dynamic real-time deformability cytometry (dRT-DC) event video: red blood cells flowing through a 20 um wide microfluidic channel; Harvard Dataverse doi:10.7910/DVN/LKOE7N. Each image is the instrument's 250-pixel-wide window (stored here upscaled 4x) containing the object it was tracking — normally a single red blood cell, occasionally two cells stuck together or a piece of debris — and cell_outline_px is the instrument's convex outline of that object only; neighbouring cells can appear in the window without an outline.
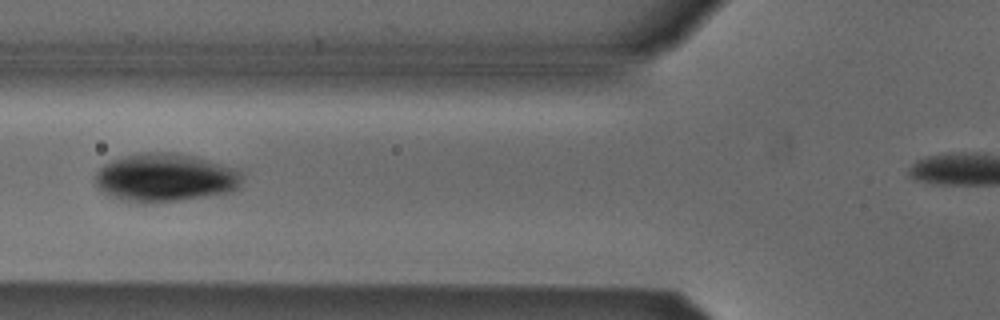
{"species": "Egyptian fruit bat (a non-hibernating species)", "species_latin": "Rousettus aegyptiacus", "temperature_condition": "cold", "stored_images_in_passage": 3, "camera_frame_rate_fps": 3000, "um_per_image_px": 0.085, "animal": {"sex": "male"}, "frame": {"image": 1, "passage_image": 2, "time_ms": 1.333, "image_size_px": [1000, 320], "cell_outline_px": [[244, 176], [240, 188], [232, 192], [208, 196], [152, 204], [144, 204], [120, 200], [108, 196], [96, 184], [96, 172], [104, 164], [112, 160], [140, 152], [172, 152], [192, 156], [232, 168], [244, 172]], "centroid_in_image_um": [14.05, 15.13], "position_along_channel_um": 111.7, "area_um2": 41.67}}